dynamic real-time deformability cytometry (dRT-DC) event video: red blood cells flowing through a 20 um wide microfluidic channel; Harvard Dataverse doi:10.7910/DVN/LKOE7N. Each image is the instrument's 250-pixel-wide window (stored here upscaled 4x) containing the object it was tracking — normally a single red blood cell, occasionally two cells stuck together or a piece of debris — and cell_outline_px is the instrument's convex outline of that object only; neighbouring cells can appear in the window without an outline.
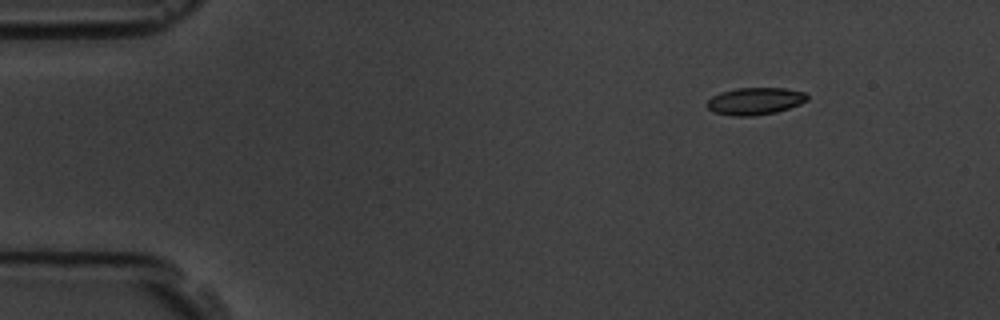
{"species": "common noctule bat (a hibernating species)", "species_latin": "Nyctalus noctula", "temperature_condition": "room temperature", "stored_images_in_passage": 12, "camera_frame_rate_fps": 3000, "um_per_image_px": 0.085, "animal": {"sex": "male", "body_mass_g": 19.5, "forearm_length_mm": 54.6}, "frame": {"image": 1, "passage_image": 1, "time_ms": 0.0, "image_size_px": [1000, 320], "cell_outline_px": [[808, 100], [800, 104], [776, 112], [756, 116], [732, 116], [712, 112], [704, 104], [712, 96], [720, 92], [736, 88], [784, 88], [804, 92], [808, 96]], "centroid_in_image_um": [64.14, 8.6], "position_along_channel_um": 20.9, "area_um2": 16.07}}
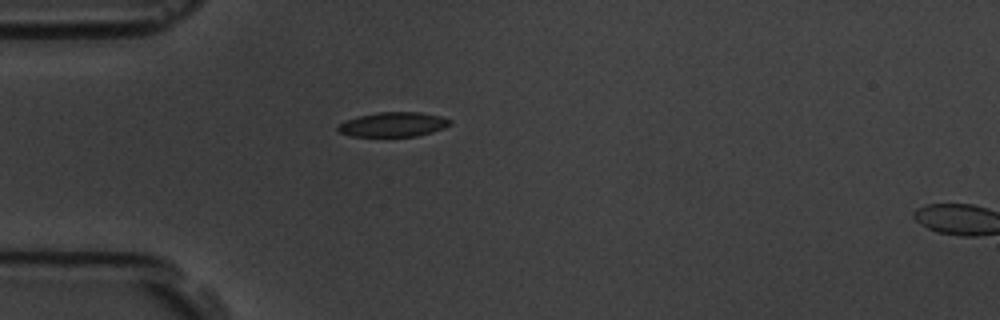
{"frame": {"image": 2, "passage_image": 10, "time_ms": 3.0, "image_size_px": [1000, 320], "cell_outline_px": [[452, 124], [444, 128], [416, 136], [352, 136], [340, 132], [336, 128], [344, 120], [360, 116], [380, 112], [420, 112], [440, 116], [452, 120]], "centroid_in_image_um": [33.44, 10.57], "position_along_channel_um": 51.6, "area_um2": 15.9}}